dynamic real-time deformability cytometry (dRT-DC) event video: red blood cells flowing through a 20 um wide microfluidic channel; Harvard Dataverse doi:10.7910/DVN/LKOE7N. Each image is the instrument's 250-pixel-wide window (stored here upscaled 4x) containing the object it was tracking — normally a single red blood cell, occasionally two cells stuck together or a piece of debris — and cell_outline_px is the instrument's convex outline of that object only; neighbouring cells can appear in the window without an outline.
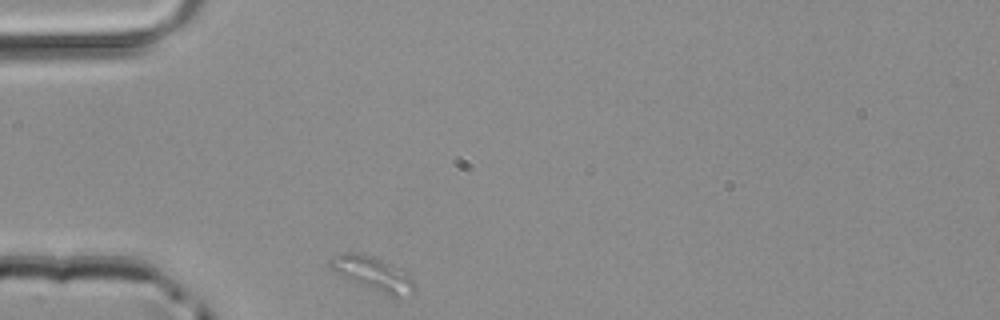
{"species": "common noctule bat (a hibernating species)", "species_latin": "Nyctalus noctula", "temperature_condition": "room temperature", "stored_images_in_passage": 27, "camera_frame_rate_fps": 3000, "um_per_image_px": 0.085, "animal": {"sex": "male", "body_mass_g": 20.4}, "frame": {"image": 1, "passage_image": 1, "time_ms": 0.0, "image_size_px": [1000, 320], "cell_outline_px": [[416, 292], [396, 296], [388, 296], [360, 284], [328, 268], [328, 260], [344, 252], [360, 252], [408, 268], [416, 284]], "centroid_in_image_um": [31.81, 23.23], "position_along_channel_um": 53.2, "area_um2": 17.22}}